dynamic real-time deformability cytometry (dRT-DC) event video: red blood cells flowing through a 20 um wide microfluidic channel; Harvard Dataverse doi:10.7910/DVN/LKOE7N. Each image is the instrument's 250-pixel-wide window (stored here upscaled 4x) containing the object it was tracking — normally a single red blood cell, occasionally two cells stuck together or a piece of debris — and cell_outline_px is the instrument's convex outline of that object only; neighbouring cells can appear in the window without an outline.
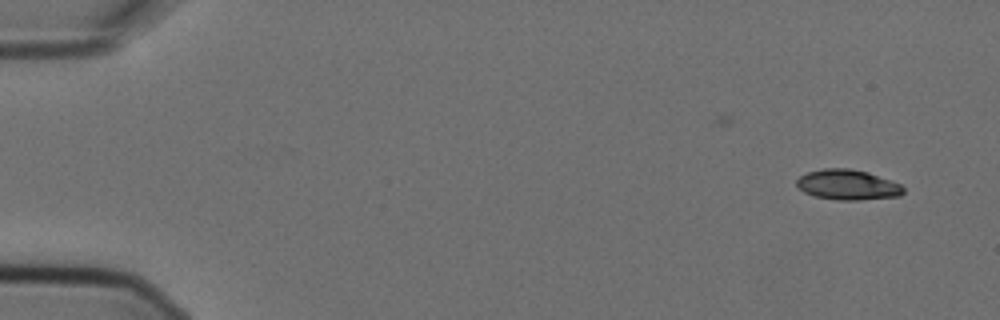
{"species": "Egyptian fruit bat (a non-hibernating species)", "species_latin": "Rousettus aegyptiacus", "temperature_condition": "cold", "stored_images_in_passage": 4, "camera_frame_rate_fps": 3000, "um_per_image_px": 0.085, "animal": {"sex": "female"}, "frame": {"image": 1, "passage_image": 1, "time_ms": 0.0, "image_size_px": [1000, 320], "cell_outline_px": [[904, 192], [900, 196], [860, 200], [836, 200], [816, 196], [804, 192], [796, 184], [796, 180], [800, 176], [808, 172], [824, 168], [852, 168], [868, 172], [900, 184], [904, 188]], "centroid_in_image_um": [72.06, 15.7], "position_along_channel_um": 12.9, "area_um2": 18.79}}